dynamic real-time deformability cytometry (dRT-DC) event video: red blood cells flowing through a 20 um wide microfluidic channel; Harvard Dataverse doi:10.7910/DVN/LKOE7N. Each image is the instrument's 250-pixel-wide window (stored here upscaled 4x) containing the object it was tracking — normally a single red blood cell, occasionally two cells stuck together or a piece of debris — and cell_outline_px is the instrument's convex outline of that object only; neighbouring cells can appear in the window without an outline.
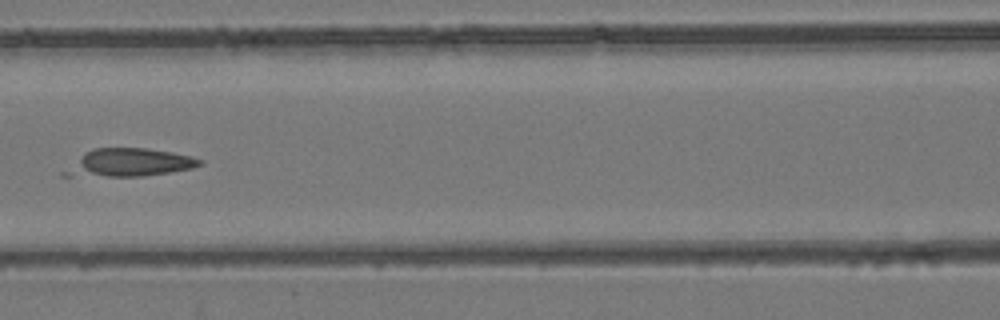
{"species": "common noctule bat (a hibernating species)", "species_latin": "Nyctalus noctula", "temperature_condition": "room temperature", "stored_images_in_passage": 6, "camera_frame_rate_fps": 3000, "um_per_image_px": 0.085, "animal": {"sex": "female", "body_mass_g": 24.6, "forearm_length_mm": 56.2}, "frame": {"image": 1, "passage_image": 6, "time_ms": 6.667, "image_size_px": [1000, 320], "cell_outline_px": [[204, 164], [192, 168], [144, 176], [60, 176], [60, 172], [84, 152], [96, 148], [148, 148], [172, 152], [192, 156], [204, 160]], "centroid_in_image_um": [10.95, 13.83], "position_along_channel_um": 155.7, "area_um2": 22.2}}